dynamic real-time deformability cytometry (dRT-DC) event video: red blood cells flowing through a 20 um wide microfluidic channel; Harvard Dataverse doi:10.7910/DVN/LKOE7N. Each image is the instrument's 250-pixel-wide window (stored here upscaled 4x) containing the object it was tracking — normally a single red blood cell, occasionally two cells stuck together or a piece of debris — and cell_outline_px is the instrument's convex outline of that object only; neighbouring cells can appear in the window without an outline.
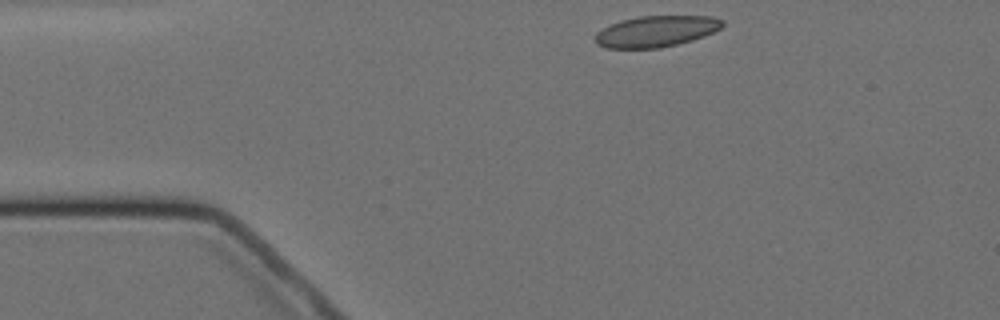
{"species": "Egyptian fruit bat (a non-hibernating species)", "species_latin": "Rousettus aegyptiacus", "temperature_condition": "cold", "stored_images_in_passage": 8, "camera_frame_rate_fps": 3000, "um_per_image_px": 0.085, "animal": {"sex": "female"}, "frame": {"image": 1, "passage_image": 1, "time_ms": 0.0, "image_size_px": [1000, 320], "cell_outline_px": [[724, 24], [720, 28], [704, 36], [692, 40], [660, 48], [608, 48], [596, 44], [596, 32], [620, 20], [640, 16], [712, 16], [724, 20]], "centroid_in_image_um": [55.78, 2.66], "position_along_channel_um": 29.2, "area_um2": 22.95}}
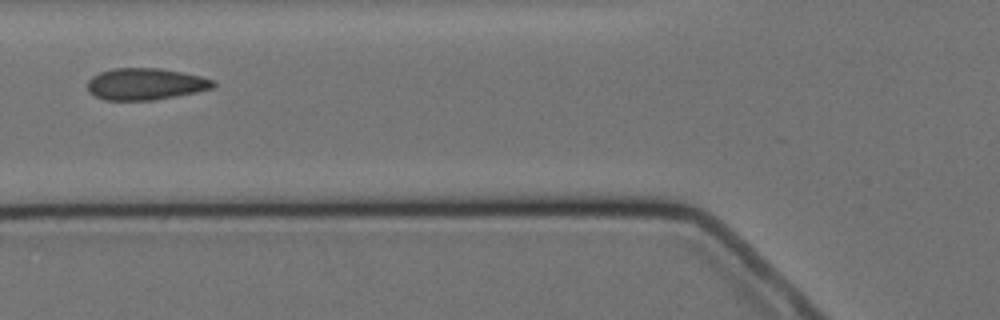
{"frame": {"image": 2, "passage_image": 4, "time_ms": 3.667, "image_size_px": [1000, 320], "cell_outline_px": [[216, 84], [212, 88], [196, 92], [176, 96], [152, 100], [104, 100], [88, 92], [88, 80], [92, 76], [100, 72], [112, 68], [160, 68], [200, 76], [212, 80]], "centroid_in_image_um": [12.33, 7.14], "position_along_channel_um": 113.5, "area_um2": 23.12}}
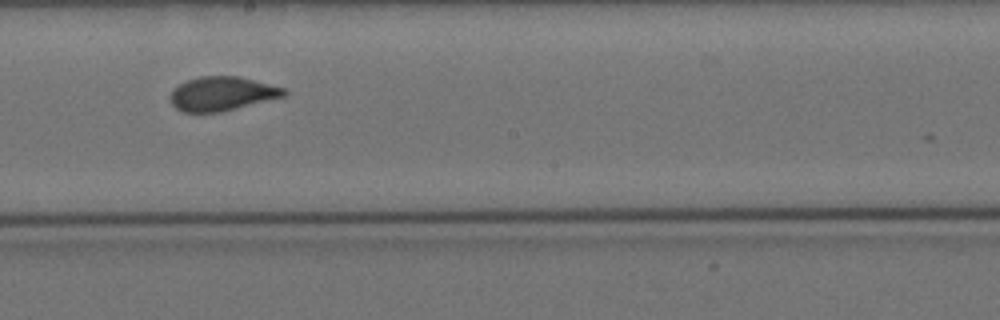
{"frame": {"image": 3, "passage_image": 7, "time_ms": 7.0, "image_size_px": [1000, 320], "cell_outline_px": [[288, 92], [284, 96], [220, 112], [184, 112], [176, 108], [172, 104], [168, 96], [172, 88], [188, 80], [200, 76], [240, 76], [284, 88]], "centroid_in_image_um": [18.83, 7.96], "position_along_channel_um": 229.4, "area_um2": 22.48}}